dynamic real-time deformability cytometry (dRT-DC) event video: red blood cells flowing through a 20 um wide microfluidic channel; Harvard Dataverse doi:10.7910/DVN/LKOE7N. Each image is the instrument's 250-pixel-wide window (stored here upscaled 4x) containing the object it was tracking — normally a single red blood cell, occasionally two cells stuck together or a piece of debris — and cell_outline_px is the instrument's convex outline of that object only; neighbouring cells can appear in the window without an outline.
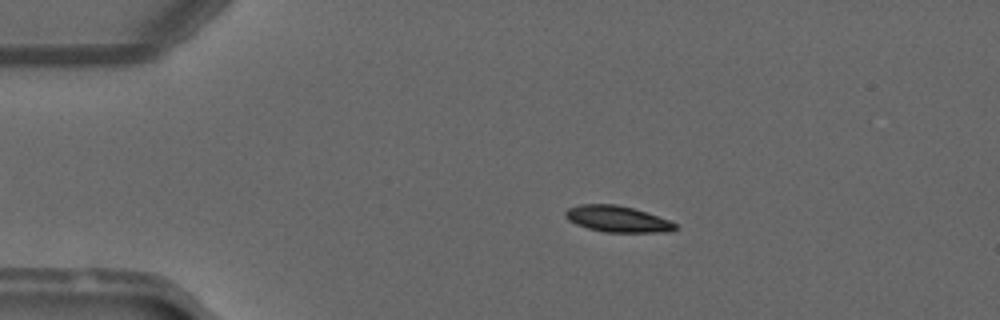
{"species": "common noctule bat (a hibernating species)", "species_latin": "Nyctalus noctula", "temperature_condition": "warm", "stored_images_in_passage": 50, "camera_frame_rate_fps": 3000, "um_per_image_px": 0.085, "animal": {"sex": "male", "forearm_length_mm": 52.5}, "frame": {"image": 1, "passage_image": 10, "time_ms": 3.0, "image_size_px": [1000, 320], "cell_outline_px": [[676, 228], [672, 232], [604, 232], [588, 228], [576, 224], [568, 220], [564, 216], [564, 212], [568, 208], [580, 204], [616, 204], [632, 208], [668, 220], [676, 224]], "centroid_in_image_um": [52.43, 18.62], "position_along_channel_um": 32.6, "area_um2": 16.65}}
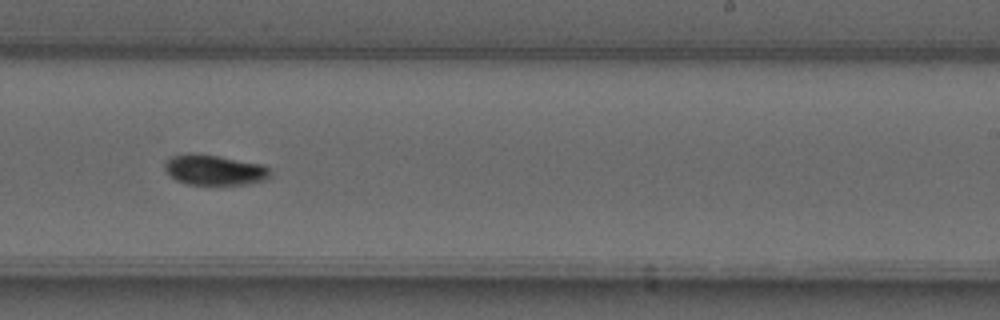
{"frame": {"image": 2, "passage_image": 31, "time_ms": 10.0, "image_size_px": [1000, 320], "cell_outline_px": [[272, 176], [268, 180], [248, 184], [188, 184], [176, 180], [164, 168], [164, 164], [172, 156], [188, 152], [192, 152], [216, 156], [260, 164], [268, 168], [272, 172]], "centroid_in_image_um": [18.25, 14.45], "position_along_channel_um": 270.7, "area_um2": 18.55}}
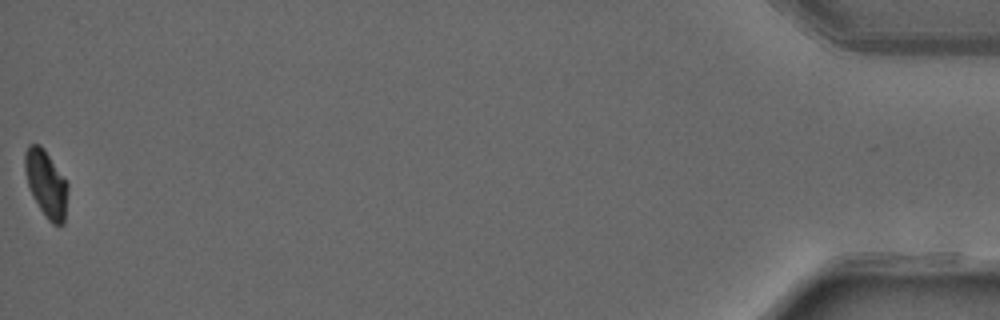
{"frame": {"image": 3, "passage_image": 50, "time_ms": 16.333, "image_size_px": [1000, 320], "cell_outline_px": [[68, 188], [64, 224], [52, 224], [48, 220], [32, 196], [28, 184], [24, 168], [24, 152], [28, 144], [40, 144], [44, 148], [68, 184]], "centroid_in_image_um": [3.91, 15.59], "position_along_channel_um": 431.3, "area_um2": 16.65}, "authors_computed_cell_mechanics": {"area_um2": 17.4845, "velocity_mm_per_s": 4.1247, "shape_relaxation_time_tau1_ms": 6.9019, "shape_relaxation_time_tau2_ms": null, "deformation_change_tau1": 0.2147, "deformation_change_tau2": null}}